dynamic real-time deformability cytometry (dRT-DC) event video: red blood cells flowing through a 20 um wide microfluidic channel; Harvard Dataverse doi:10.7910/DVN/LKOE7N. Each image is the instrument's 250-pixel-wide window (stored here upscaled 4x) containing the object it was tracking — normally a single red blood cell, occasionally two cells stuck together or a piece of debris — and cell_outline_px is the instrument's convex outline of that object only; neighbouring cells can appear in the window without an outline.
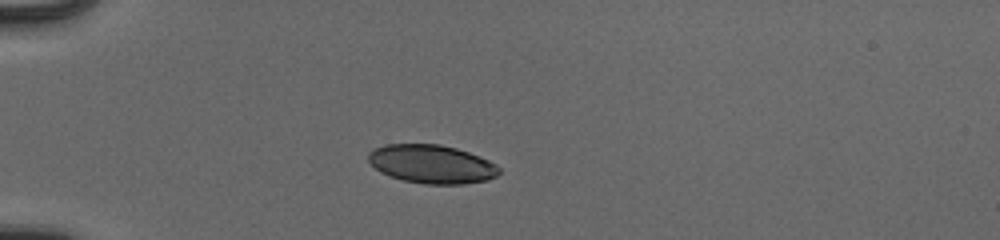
{"species": "human", "species_latin": "Homo sapiens", "temperature_condition": "cold", "stored_images_in_passage": 38, "camera_frame_rate_fps": 3000, "um_per_image_px": 0.085, "donor": {"sex": "male"}, "frame": {"image": 1, "passage_image": 1, "time_ms": 0.0, "image_size_px": [1000, 240], "cell_outline_px": [[500, 172], [496, 176], [488, 180], [464, 184], [424, 184], [404, 180], [380, 172], [368, 160], [368, 152], [384, 144], [440, 144], [456, 148], [468, 152], [488, 160], [496, 164], [500, 168]], "centroid_in_image_um": [36.71, 13.94], "position_along_channel_um": 48.3, "area_um2": 29.3}}
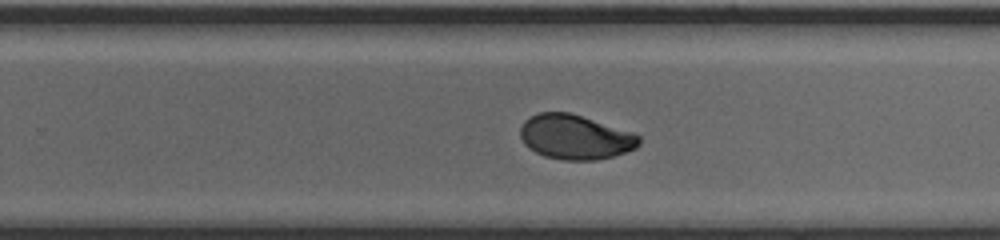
{"frame": {"image": 2, "passage_image": 21, "time_ms": 6.667, "image_size_px": [1000, 240], "cell_outline_px": [[640, 144], [636, 148], [612, 156], [596, 160], [564, 160], [544, 156], [528, 148], [524, 144], [520, 136], [520, 128], [524, 120], [540, 112], [568, 112], [632, 132], [640, 136]], "centroid_in_image_um": [48.86, 11.65], "position_along_channel_um": 280.9, "area_um2": 30.69}}
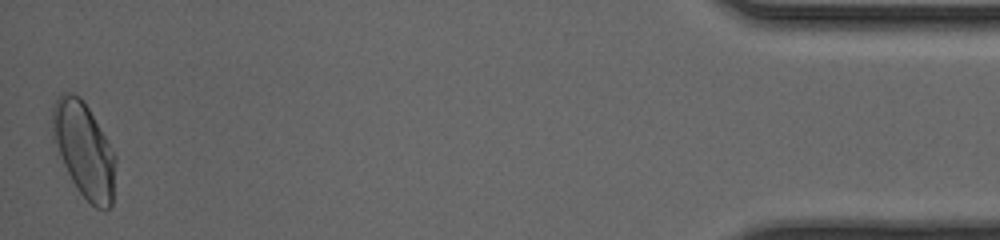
{"frame": {"image": 3, "passage_image": 38, "time_ms": 12.333, "image_size_px": [1000, 240], "cell_outline_px": [[116, 160], [112, 204], [108, 208], [96, 208], [80, 192], [56, 156], [52, 140], [52, 108], [60, 92], [72, 92], [80, 96], [88, 108], [116, 156]], "centroid_in_image_um": [7.09, 12.71], "position_along_channel_um": 428.1, "area_um2": 35.03}, "authors_computed_cell_mechanics": {"area_um2": 31.6166, "velocity_mm_per_s": 3.9719, "shape_relaxation_time_tau1_ms": 3.123, "shape_relaxation_time_tau2_ms": 1.1107, "deformation_change_tau1": 0.1396, "deformation_change_tau2": 0.0385}}